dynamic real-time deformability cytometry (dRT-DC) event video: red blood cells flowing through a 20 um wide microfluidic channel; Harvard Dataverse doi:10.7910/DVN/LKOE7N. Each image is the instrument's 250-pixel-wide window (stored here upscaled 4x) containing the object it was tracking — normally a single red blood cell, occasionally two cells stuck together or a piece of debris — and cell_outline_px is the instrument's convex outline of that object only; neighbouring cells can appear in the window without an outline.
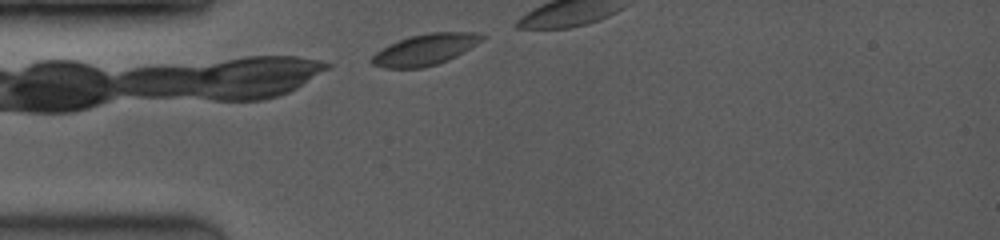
{"species": "common noctule bat (a hibernating species)", "species_latin": "Nyctalus noctula", "temperature_condition": "room temperature", "stored_images_in_passage": 4, "camera_frame_rate_fps": 3500, "um_per_image_px": 0.085, "animal": {"sex": "female", "body_mass_g": 19.0, "forearm_length_mm": 53.3}, "frame": {"image": 1, "passage_image": 1, "time_ms": 0.0, "image_size_px": [1000, 240], "cell_outline_px": [[488, 36], [476, 44], [456, 56], [436, 64], [420, 68], [384, 68], [372, 64], [368, 60], [376, 52], [400, 40], [412, 36], [428, 32], [476, 32]], "centroid_in_image_um": [36.15, 4.21], "position_along_channel_um": 48.9, "area_um2": 19.71}}